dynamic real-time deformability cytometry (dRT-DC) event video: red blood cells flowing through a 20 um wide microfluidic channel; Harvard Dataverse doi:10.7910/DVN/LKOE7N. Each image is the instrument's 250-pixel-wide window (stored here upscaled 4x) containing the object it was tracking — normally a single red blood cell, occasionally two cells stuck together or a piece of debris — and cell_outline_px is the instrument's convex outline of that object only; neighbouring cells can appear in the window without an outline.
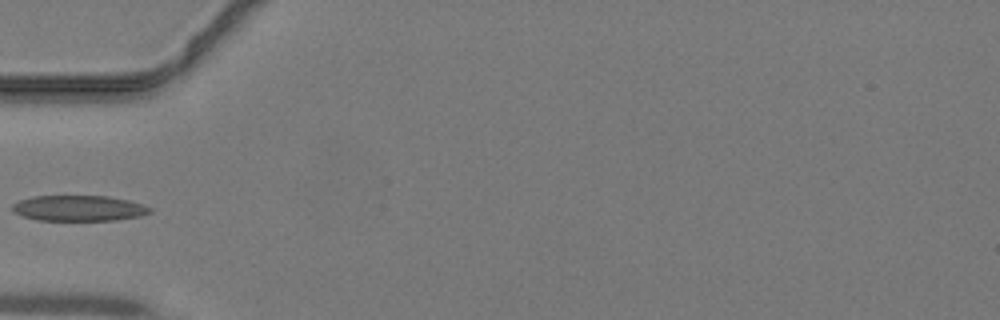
{"species": "common noctule bat (a hibernating species)", "species_latin": "Nyctalus noctula", "temperature_condition": "warm", "stored_images_in_passage": 11, "camera_frame_rate_fps": 3000, "um_per_image_px": 0.085, "animal": {"sex": "male", "body_mass_g": 19.2, "forearm_length_mm": 51.8}, "frame": {"image": 1, "passage_image": 1, "time_ms": 0.0, "image_size_px": [1000, 320], "cell_outline_px": [[152, 212], [140, 216], [116, 220], [40, 220], [20, 216], [12, 212], [12, 204], [20, 200], [32, 196], [108, 196], [128, 200], [144, 204], [152, 208]], "centroid_in_image_um": [6.7, 17.7], "position_along_channel_um": 78.3, "area_um2": 20.69}}
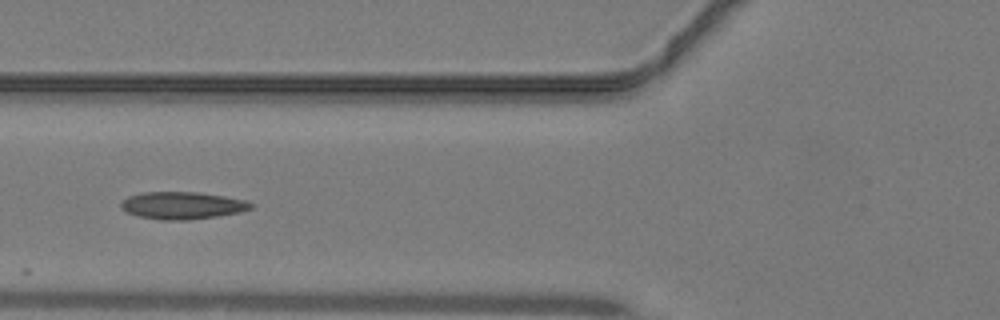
{"frame": {"image": 2, "passage_image": 3, "time_ms": 0.667, "image_size_px": [1000, 320], "cell_outline_px": [[252, 208], [240, 212], [216, 216], [188, 220], [164, 220], [136, 216], [124, 212], [120, 208], [120, 204], [128, 196], [144, 192], [196, 192], [224, 196], [244, 200], [252, 204]], "centroid_in_image_um": [15.44, 17.47], "position_along_channel_um": 110.4, "area_um2": 20.63}}
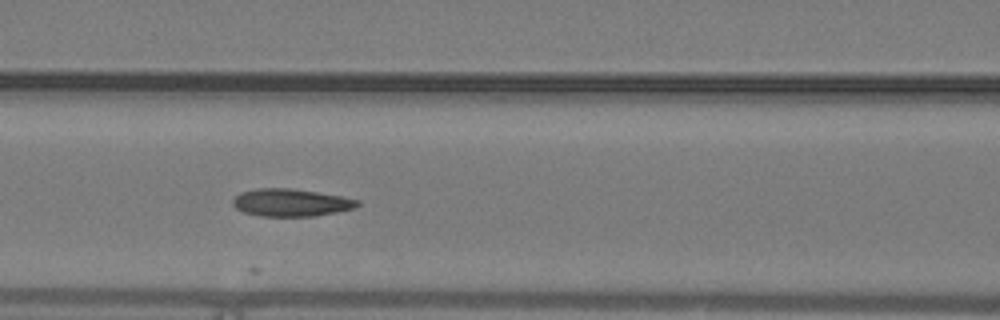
{"frame": {"image": 3, "passage_image": 5, "time_ms": 1.333, "image_size_px": [1000, 320], "cell_outline_px": [[360, 204], [356, 208], [316, 216], [260, 216], [244, 212], [236, 208], [232, 204], [232, 200], [240, 192], [256, 188], [288, 188], [316, 192], [340, 196], [360, 200]], "centroid_in_image_um": [24.73, 17.22], "position_along_channel_um": 141.9, "area_um2": 20.0}}